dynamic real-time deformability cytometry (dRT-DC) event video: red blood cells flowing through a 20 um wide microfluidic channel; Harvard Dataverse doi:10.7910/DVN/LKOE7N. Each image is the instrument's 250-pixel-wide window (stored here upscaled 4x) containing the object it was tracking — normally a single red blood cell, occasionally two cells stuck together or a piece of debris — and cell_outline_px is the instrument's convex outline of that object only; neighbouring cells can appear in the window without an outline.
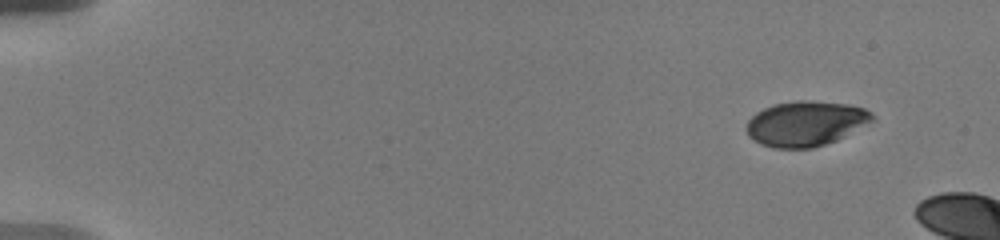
{"species": "human", "species_latin": "Homo sapiens", "temperature_condition": "warm", "stored_images_in_passage": 6, "camera_frame_rate_fps": 3000, "um_per_image_px": 0.085, "donor": {"sex": "male"}, "frame": {"image": 1, "passage_image": 1, "time_ms": 0.0, "image_size_px": [1000, 240], "cell_outline_px": [[876, 120], [836, 140], [812, 148], [772, 148], [760, 144], [752, 140], [748, 136], [744, 128], [748, 120], [756, 112], [772, 104], [796, 100], [808, 100], [848, 104], [864, 108], [872, 112], [876, 116]], "centroid_in_image_um": [68.47, 10.5], "position_along_channel_um": 16.5, "area_um2": 33.47}}